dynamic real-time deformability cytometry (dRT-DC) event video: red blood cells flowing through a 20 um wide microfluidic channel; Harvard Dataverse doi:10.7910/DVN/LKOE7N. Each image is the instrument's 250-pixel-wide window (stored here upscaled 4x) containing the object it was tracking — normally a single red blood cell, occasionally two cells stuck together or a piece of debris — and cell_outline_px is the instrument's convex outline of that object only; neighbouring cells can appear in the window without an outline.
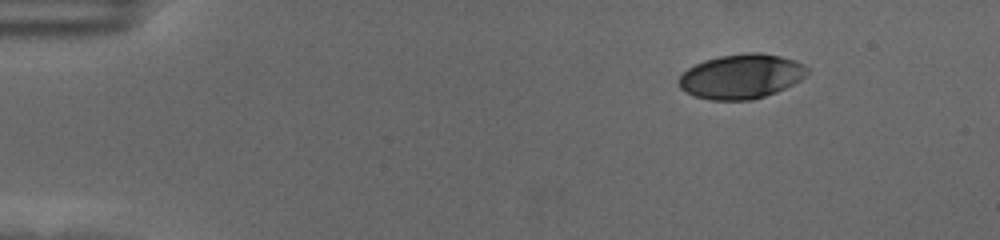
{"species": "human", "species_latin": "Homo sapiens", "temperature_condition": "cold", "stored_images_in_passage": 51, "camera_frame_rate_fps": 3000, "um_per_image_px": 0.085, "donor": {"sex": "female"}, "frame": {"image": 1, "passage_image": 1, "time_ms": 0.0, "image_size_px": [1000, 240], "cell_outline_px": [[808, 72], [800, 80], [776, 92], [752, 100], [712, 100], [696, 96], [684, 92], [680, 88], [680, 76], [688, 68], [704, 60], [720, 56], [748, 52], [760, 52], [780, 56], [796, 60], [804, 64], [808, 68]], "centroid_in_image_um": [63.02, 6.49], "position_along_channel_um": 22.0, "area_um2": 33.23}}
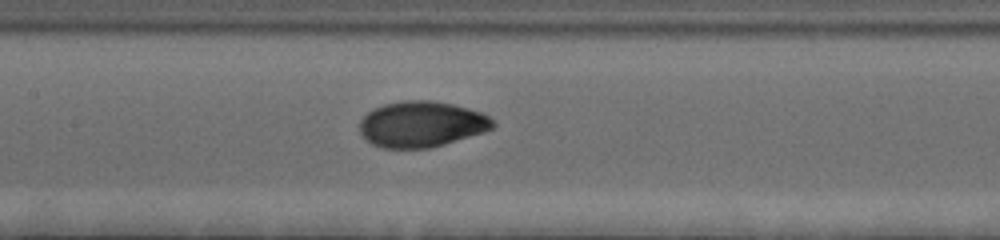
{"frame": {"image": 2, "passage_image": 22, "time_ms": 7.0, "image_size_px": [1000, 240], "cell_outline_px": [[496, 124], [492, 128], [484, 132], [444, 144], [428, 148], [380, 148], [372, 144], [360, 136], [360, 120], [372, 108], [384, 104], [404, 100], [432, 100], [452, 104], [468, 108], [480, 112], [488, 116]], "centroid_in_image_um": [35.79, 10.55], "position_along_channel_um": 171.6, "area_um2": 35.72}}
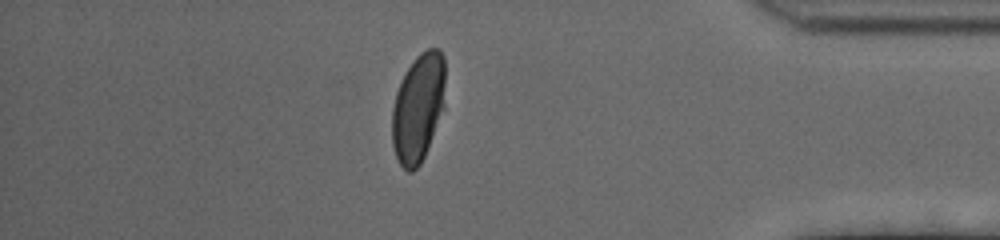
{"frame": {"image": 3, "passage_image": 44, "time_ms": 14.333, "image_size_px": [1000, 240], "cell_outline_px": [[444, 108], [424, 156], [420, 164], [412, 172], [408, 172], [400, 164], [396, 156], [392, 144], [392, 108], [396, 92], [408, 68], [416, 56], [420, 52], [428, 48], [440, 48], [444, 56]], "centroid_in_image_um": [35.54, 9.15], "position_along_channel_um": 399.7, "area_um2": 33.52}, "authors_computed_cell_mechanics": {"area_um2": 35.0846, "velocity_mm_per_s": 3.5191, "shape_relaxation_time_tau1_ms": 4.2399, "shape_relaxation_time_tau2_ms": null, "deformation_change_tau1": 0.1792, "deformation_change_tau2": null}}